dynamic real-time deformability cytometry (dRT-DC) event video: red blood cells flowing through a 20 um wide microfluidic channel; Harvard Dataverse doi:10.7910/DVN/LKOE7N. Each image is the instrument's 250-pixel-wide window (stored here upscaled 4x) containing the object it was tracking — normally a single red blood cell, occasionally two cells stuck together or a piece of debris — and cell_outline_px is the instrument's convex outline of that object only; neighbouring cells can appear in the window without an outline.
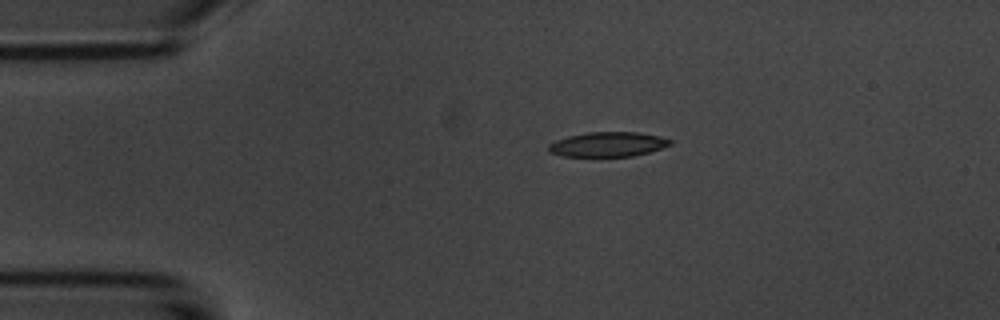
{"species": "common noctule bat (a hibernating species)", "species_latin": "Nyctalus noctula", "temperature_condition": "room temperature", "stored_images_in_passage": 2, "camera_frame_rate_fps": 3000, "um_per_image_px": 0.085, "animal": {"sex": "male", "body_mass_g": 20.1, "forearm_length_mm": 53.5}, "frame": {"image": 1, "passage_image": 1, "time_ms": 0.0, "image_size_px": [1000, 320], "cell_outline_px": [[672, 144], [648, 152], [632, 156], [560, 156], [548, 152], [548, 144], [556, 140], [568, 136], [588, 132], [636, 132], [660, 136], [672, 140]], "centroid_in_image_um": [51.63, 12.26], "position_along_channel_um": 33.4, "area_um2": 17.46}}